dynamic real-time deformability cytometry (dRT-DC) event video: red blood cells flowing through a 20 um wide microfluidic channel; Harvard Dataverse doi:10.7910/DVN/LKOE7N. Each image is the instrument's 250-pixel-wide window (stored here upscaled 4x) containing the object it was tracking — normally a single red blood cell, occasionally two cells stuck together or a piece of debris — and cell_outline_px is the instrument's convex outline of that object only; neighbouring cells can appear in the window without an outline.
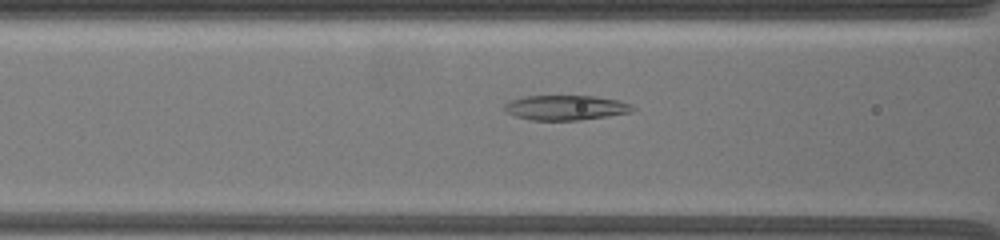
{"species": "common noctule bat (a hibernating species)", "species_latin": "Nyctalus noctula", "temperature_condition": "warm", "stored_images_in_passage": 5, "camera_frame_rate_fps": 3000, "um_per_image_px": 0.085, "animal": {"sex": "female", "body_mass_g": 19.5, "forearm_length_mm": 54.1}, "frame": {"image": 1, "passage_image": 4, "time_ms": 1.333, "image_size_px": [1000, 240], "cell_outline_px": [[636, 108], [632, 112], [608, 116], [580, 120], [532, 120], [516, 116], [504, 112], [504, 104], [512, 100], [524, 96], [596, 96], [620, 100], [632, 104]], "centroid_in_image_um": [48.12, 9.15], "position_along_channel_um": 118.5, "area_um2": 18.73}}